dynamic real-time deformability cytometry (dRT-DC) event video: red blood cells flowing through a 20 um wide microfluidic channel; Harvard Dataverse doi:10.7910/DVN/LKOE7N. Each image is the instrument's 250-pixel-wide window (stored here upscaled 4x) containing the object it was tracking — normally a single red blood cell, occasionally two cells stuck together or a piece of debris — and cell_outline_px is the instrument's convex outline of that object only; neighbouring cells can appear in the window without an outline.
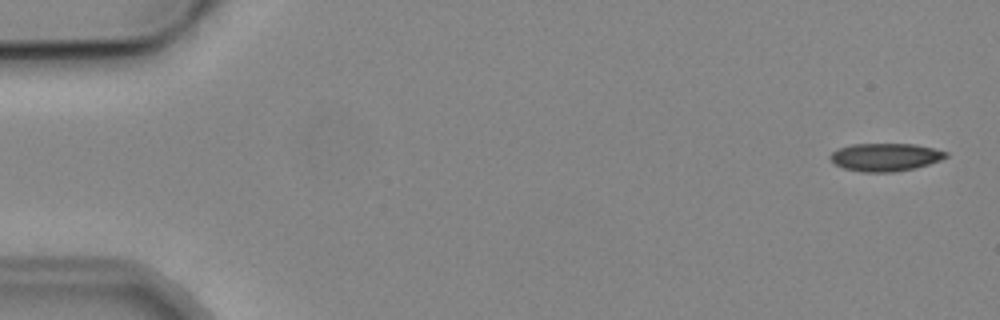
{"species": "common noctule bat (a hibernating species)", "species_latin": "Nyctalus noctula", "temperature_condition": "cold", "stored_images_in_passage": 2, "camera_frame_rate_fps": 3000, "um_per_image_px": 0.085, "animal": {"sex": "male", "body_mass_g": 19.2, "forearm_length_mm": 51.8}, "frame": {"image": 1, "passage_image": 1, "time_ms": 0.0, "image_size_px": [1000, 320], "cell_outline_px": [[948, 156], [940, 160], [916, 168], [896, 172], [860, 172], [844, 168], [836, 164], [828, 156], [832, 152], [840, 148], [852, 144], [916, 144], [948, 152]], "centroid_in_image_um": [75.26, 13.36], "position_along_channel_um": 9.7, "area_um2": 18.79}}